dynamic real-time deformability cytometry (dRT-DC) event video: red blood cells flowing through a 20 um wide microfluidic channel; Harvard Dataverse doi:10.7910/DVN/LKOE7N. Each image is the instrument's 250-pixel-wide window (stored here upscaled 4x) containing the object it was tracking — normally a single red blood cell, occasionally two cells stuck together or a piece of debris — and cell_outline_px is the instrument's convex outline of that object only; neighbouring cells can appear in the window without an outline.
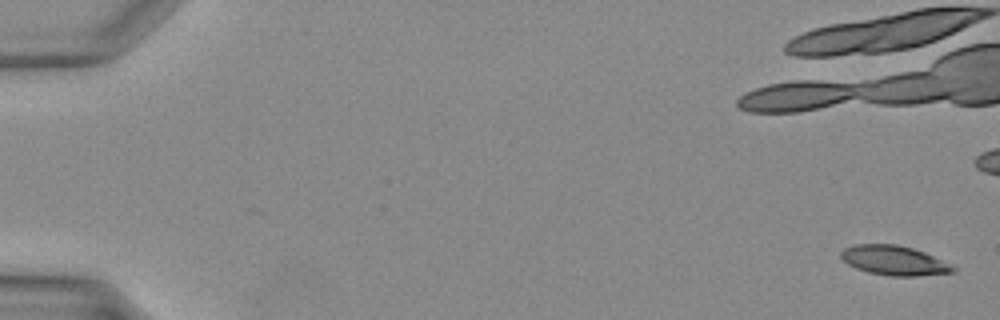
{"species": "Egyptian fruit bat (a non-hibernating species)", "species_latin": "Rousettus aegyptiacus", "temperature_condition": "warm", "stored_images_in_passage": 34, "camera_frame_rate_fps": 3000, "um_per_image_px": 0.085, "animal": {"sex": "female"}, "frame": {"image": 1, "passage_image": 1, "time_ms": 0.0, "image_size_px": [1000, 320], "cell_outline_px": [[956, 272], [916, 276], [888, 276], [868, 272], [856, 268], [848, 264], [840, 256], [840, 252], [844, 248], [856, 244], [896, 244], [912, 248], [924, 252], [956, 268]], "centroid_in_image_um": [75.96, 22.14], "position_along_channel_um": 9.0, "area_um2": 19.13}}